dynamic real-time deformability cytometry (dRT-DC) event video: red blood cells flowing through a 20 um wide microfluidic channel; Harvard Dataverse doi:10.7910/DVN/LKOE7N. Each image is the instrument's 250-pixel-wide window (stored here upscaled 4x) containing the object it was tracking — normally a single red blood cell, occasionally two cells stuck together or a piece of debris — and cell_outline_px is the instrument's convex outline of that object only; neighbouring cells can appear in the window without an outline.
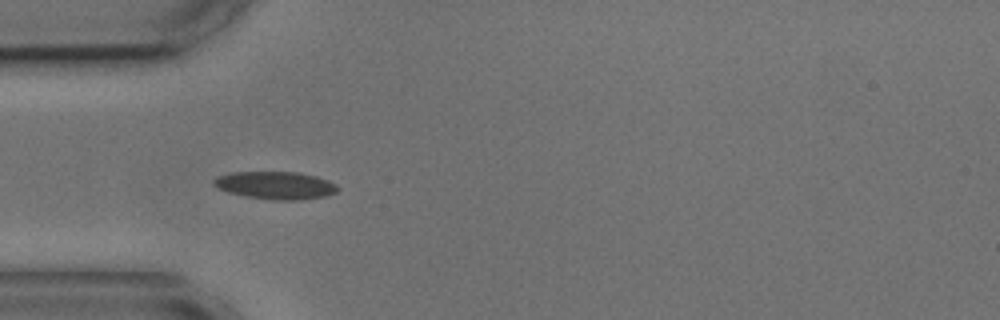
{"species": "common noctule bat (a hibernating species)", "species_latin": "Nyctalus noctula", "temperature_condition": "cold", "stored_images_in_passage": 4, "camera_frame_rate_fps": 3000, "um_per_image_px": 0.085, "animal": {"sex": "male", "body_mass_g": 17.9, "forearm_length_mm": 54.2}, "frame": {"image": 1, "passage_image": 4, "time_ms": 4.0, "image_size_px": [1000, 320], "cell_outline_px": [[340, 188], [336, 192], [328, 196], [300, 200], [272, 200], [248, 196], [228, 192], [212, 184], [212, 180], [216, 176], [232, 172], [300, 172], [316, 176], [328, 180], [336, 184]], "centroid_in_image_um": [23.45, 15.75], "position_along_channel_um": 61.5, "area_um2": 20.11}}